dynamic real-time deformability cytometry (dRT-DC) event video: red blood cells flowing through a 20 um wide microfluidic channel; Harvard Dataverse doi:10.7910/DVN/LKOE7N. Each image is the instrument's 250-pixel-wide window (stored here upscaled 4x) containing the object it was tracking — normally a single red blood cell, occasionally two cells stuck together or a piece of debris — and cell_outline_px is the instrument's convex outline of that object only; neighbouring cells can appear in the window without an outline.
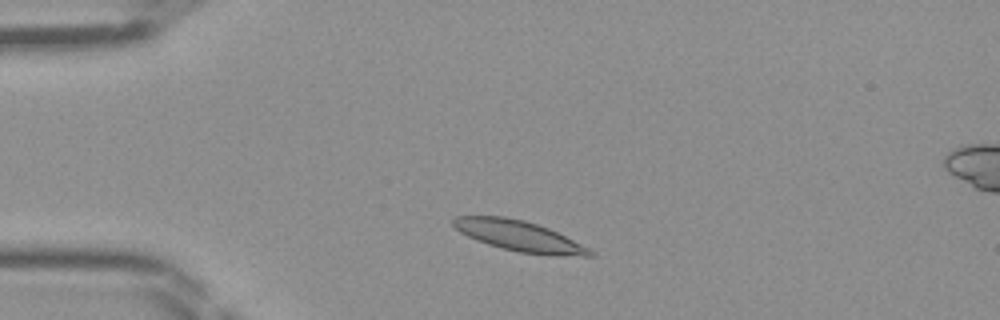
{"species": "Egyptian fruit bat (a non-hibernating species)", "species_latin": "Rousettus aegyptiacus", "temperature_condition": "room temperature", "stored_images_in_passage": 40, "camera_frame_rate_fps": 3000, "um_per_image_px": 0.085, "frame": {"image": 1, "passage_image": 5, "time_ms": 1.333, "image_size_px": [1000, 320], "cell_outline_px": [[596, 256], [556, 256], [520, 252], [500, 248], [476, 240], [460, 232], [452, 224], [452, 220], [456, 216], [504, 216], [524, 220], [548, 228], [596, 252]], "centroid_in_image_um": [44.12, 20.06], "position_along_channel_um": 40.9, "area_um2": 24.16}}
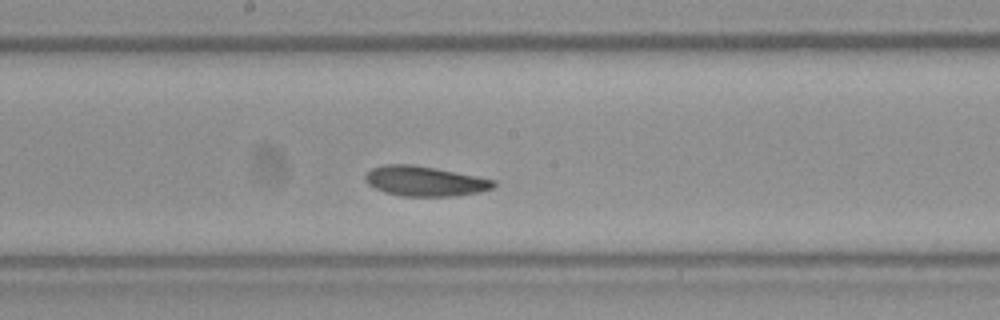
{"frame": {"image": 2, "passage_image": 19, "time_ms": 6.0, "image_size_px": [1000, 320], "cell_outline_px": [[496, 184], [492, 188], [480, 192], [456, 196], [400, 196], [384, 192], [368, 184], [364, 180], [364, 176], [372, 168], [384, 164], [412, 164], [436, 168], [496, 180]], "centroid_in_image_um": [36.1, 15.4], "position_along_channel_um": 212.1, "area_um2": 22.48}}
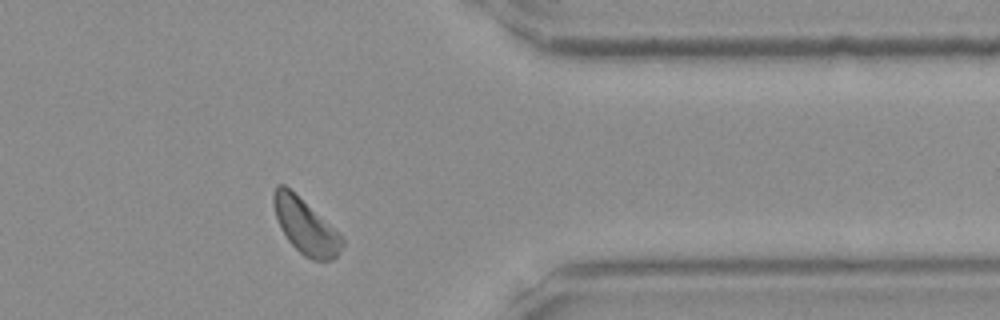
{"frame": {"image": 3, "passage_image": 32, "time_ms": 10.333, "image_size_px": [1000, 320], "cell_outline_px": [[344, 244], [336, 256], [332, 260], [312, 260], [304, 256], [288, 240], [280, 228], [276, 216], [272, 200], [272, 192], [276, 184], [284, 184], [336, 232], [344, 240]], "centroid_in_image_um": [25.9, 19.25], "position_along_channel_um": 385.5, "area_um2": 21.15}}